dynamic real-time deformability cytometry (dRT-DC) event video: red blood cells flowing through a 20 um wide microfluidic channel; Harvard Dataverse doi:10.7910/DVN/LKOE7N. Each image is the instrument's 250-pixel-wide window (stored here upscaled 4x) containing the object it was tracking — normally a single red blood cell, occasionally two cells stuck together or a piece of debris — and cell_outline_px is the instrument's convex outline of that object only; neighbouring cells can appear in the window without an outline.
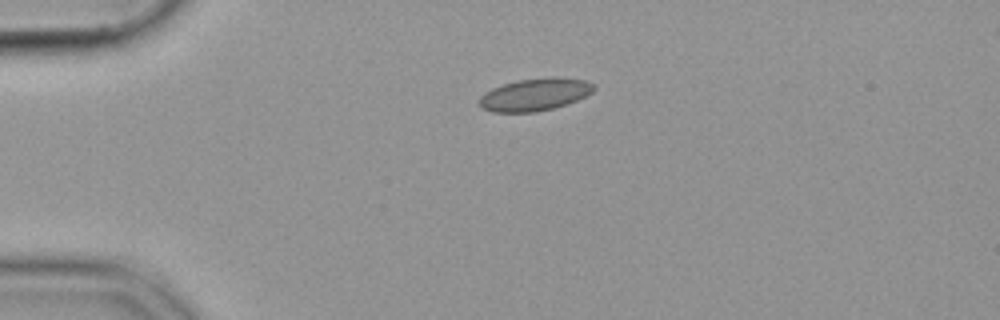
{"species": "common noctule bat (a hibernating species)", "species_latin": "Nyctalus noctula", "temperature_condition": "cold", "stored_images_in_passage": 43, "camera_frame_rate_fps": 3000, "um_per_image_px": 0.085, "animal": {"sex": "female", "body_mass_g": 19.9}, "frame": {"image": 1, "passage_image": 1, "time_ms": 0.0, "image_size_px": [1000, 320], "cell_outline_px": [[596, 88], [592, 92], [576, 100], [552, 108], [536, 112], [492, 112], [484, 108], [480, 104], [480, 96], [484, 92], [492, 88], [516, 80], [588, 80], [596, 84]], "centroid_in_image_um": [45.42, 8.08], "position_along_channel_um": 39.6, "area_um2": 20.63}}
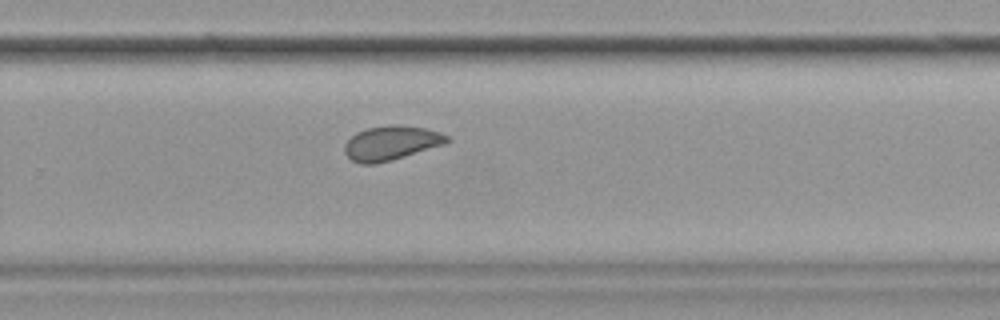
{"frame": {"image": 2, "passage_image": 25, "time_ms": 8.0, "image_size_px": [1000, 320], "cell_outline_px": [[452, 140], [448, 144], [392, 160], [376, 164], [360, 164], [352, 160], [344, 152], [344, 144], [356, 132], [368, 128], [396, 124], [424, 128], [440, 132], [448, 136]], "centroid_in_image_um": [33.29, 12.16], "position_along_channel_um": 296.5, "area_um2": 20.69}}
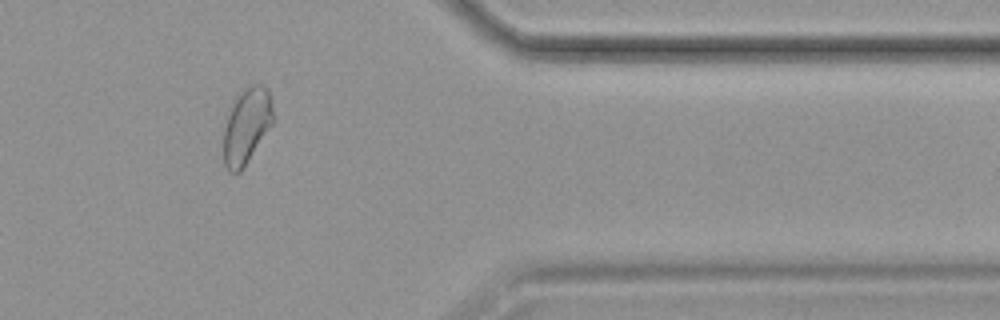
{"frame": {"image": 3, "passage_image": 34, "time_ms": 11.0, "image_size_px": [1000, 320], "cell_outline_px": [[276, 120], [240, 172], [228, 172], [224, 164], [224, 128], [232, 100], [244, 88], [256, 84], [260, 84], [268, 88], [272, 100], [276, 116]], "centroid_in_image_um": [21.0, 10.66], "position_along_channel_um": 390.4, "area_um2": 22.31}}